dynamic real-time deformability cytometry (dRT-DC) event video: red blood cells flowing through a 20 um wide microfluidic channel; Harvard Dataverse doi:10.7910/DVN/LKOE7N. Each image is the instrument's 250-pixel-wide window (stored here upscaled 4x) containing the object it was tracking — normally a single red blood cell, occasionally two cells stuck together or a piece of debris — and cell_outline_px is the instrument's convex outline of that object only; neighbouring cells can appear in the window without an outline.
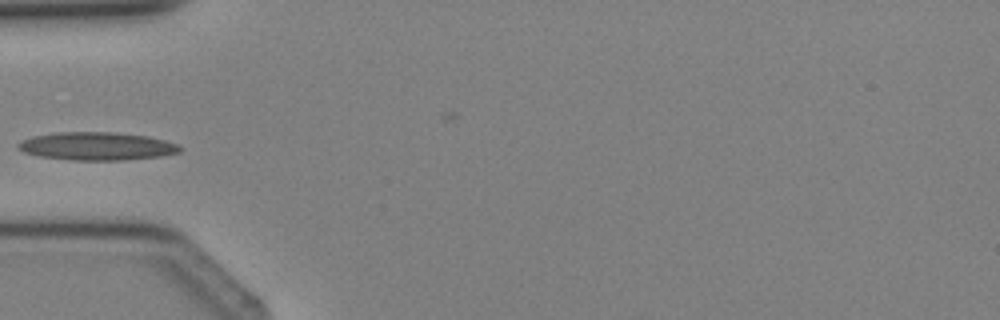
{"species": "Egyptian fruit bat (a non-hibernating species)", "species_latin": "Rousettus aegyptiacus", "temperature_condition": "cold", "stored_images_in_passage": 3, "camera_frame_rate_fps": 3000, "um_per_image_px": 0.085, "animal": {"sex": "female"}, "frame": {"image": 1, "passage_image": 3, "time_ms": 2.333, "image_size_px": [1000, 320], "cell_outline_px": [[184, 148], [180, 152], [160, 156], [124, 160], [72, 160], [40, 156], [24, 152], [16, 148], [16, 144], [20, 140], [32, 136], [56, 132], [112, 132], [148, 136], [180, 144]], "centroid_in_image_um": [8.23, 12.42], "position_along_channel_um": 76.8, "area_um2": 26.65}}